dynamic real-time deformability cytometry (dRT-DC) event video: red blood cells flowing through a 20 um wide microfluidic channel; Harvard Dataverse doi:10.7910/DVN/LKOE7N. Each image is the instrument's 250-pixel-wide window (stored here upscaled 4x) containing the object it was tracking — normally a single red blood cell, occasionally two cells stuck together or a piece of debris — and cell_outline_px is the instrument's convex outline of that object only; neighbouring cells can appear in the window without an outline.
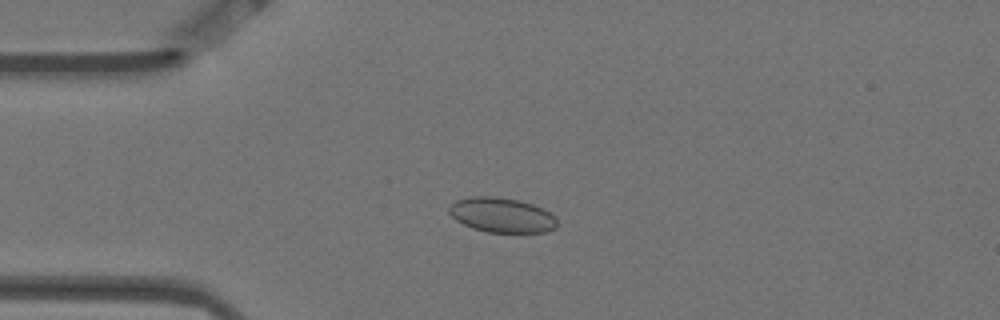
{"species": "Egyptian fruit bat (a non-hibernating species)", "species_latin": "Rousettus aegyptiacus", "temperature_condition": "warm", "stored_images_in_passage": 5, "camera_frame_rate_fps": 3000, "um_per_image_px": 0.085, "animal": {"sex": "female"}, "frame": {"image": 1, "passage_image": 4, "time_ms": 1.0, "image_size_px": [1000, 320], "cell_outline_px": [[556, 228], [548, 232], [488, 232], [472, 228], [456, 220], [448, 212], [448, 208], [456, 200], [472, 196], [496, 196], [516, 200], [532, 204], [544, 208], [556, 220]], "centroid_in_image_um": [42.63, 18.28], "position_along_channel_um": 42.4, "area_um2": 21.79}}